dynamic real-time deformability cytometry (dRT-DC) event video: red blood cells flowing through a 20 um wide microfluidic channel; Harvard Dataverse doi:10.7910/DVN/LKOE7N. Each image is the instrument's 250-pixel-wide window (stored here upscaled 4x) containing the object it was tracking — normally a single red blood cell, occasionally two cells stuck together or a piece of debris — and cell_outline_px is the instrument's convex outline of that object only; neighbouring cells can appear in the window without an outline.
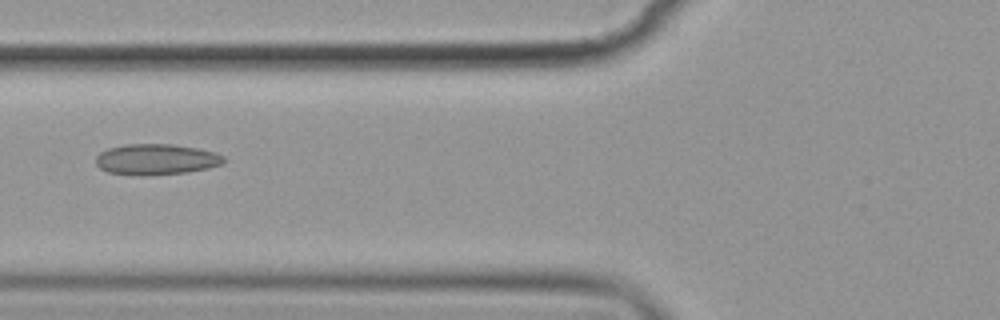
{"species": "common noctule bat (a hibernating species)", "species_latin": "Nyctalus noctula", "temperature_condition": "cold", "stored_images_in_passage": 14, "camera_frame_rate_fps": 3000, "um_per_image_px": 0.085, "animal": {"sex": "female", "body_mass_g": 19.9}, "frame": {"image": 1, "passage_image": 5, "time_ms": 5.667, "image_size_px": [1000, 320], "cell_outline_px": [[224, 164], [208, 168], [188, 172], [108, 172], [100, 168], [96, 164], [96, 156], [100, 152], [108, 148], [124, 144], [172, 144], [196, 148], [216, 152], [224, 156]], "centroid_in_image_um": [13.33, 13.48], "position_along_channel_um": 112.5, "area_um2": 21.96}}
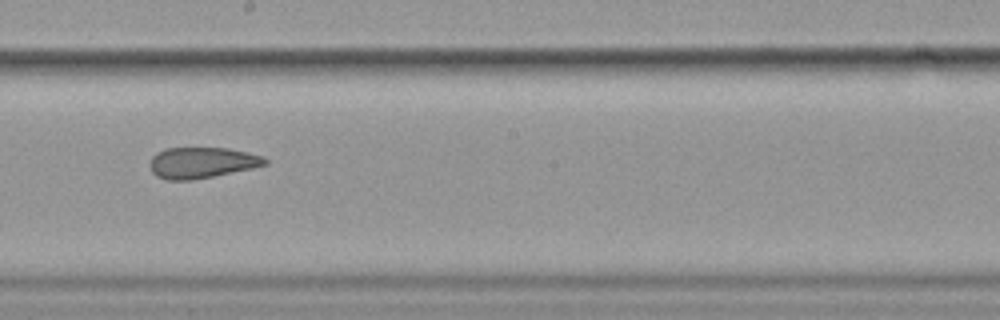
{"frame": {"image": 2, "passage_image": 8, "time_ms": 9.0, "image_size_px": [1000, 320], "cell_outline_px": [[268, 164], [252, 168], [192, 180], [164, 180], [156, 176], [152, 172], [152, 156], [156, 152], [164, 148], [228, 148], [248, 152], [264, 156], [268, 160]], "centroid_in_image_um": [17.17, 13.82], "position_along_channel_um": 231.0, "area_um2": 20.75}}
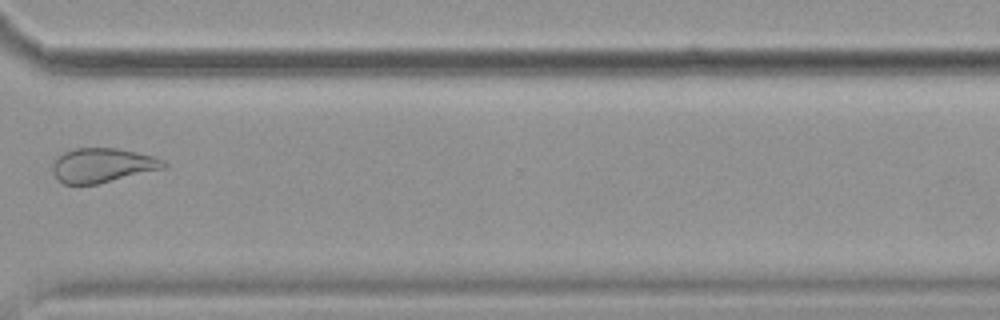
{"frame": {"image": 3, "passage_image": 11, "time_ms": 12.667, "image_size_px": [1000, 320], "cell_outline_px": [[168, 164], [164, 168], [96, 184], [64, 184], [52, 172], [52, 164], [56, 156], [64, 152], [76, 148], [116, 148], [136, 152], [152, 156], [164, 160]], "centroid_in_image_um": [8.68, 14.04], "position_along_channel_um": 361.9, "area_um2": 22.08}, "authors_computed_cell_mechanics": {"area_um2": 23.0333, "velocity_mm_per_s": 3.5627, "shape_relaxation_time_tau1_ms": 6.7235, "shape_relaxation_time_tau2_ms": 1.6497, "deformation_change_tau1": 0.1285, "deformation_change_tau2": 0.0675}}